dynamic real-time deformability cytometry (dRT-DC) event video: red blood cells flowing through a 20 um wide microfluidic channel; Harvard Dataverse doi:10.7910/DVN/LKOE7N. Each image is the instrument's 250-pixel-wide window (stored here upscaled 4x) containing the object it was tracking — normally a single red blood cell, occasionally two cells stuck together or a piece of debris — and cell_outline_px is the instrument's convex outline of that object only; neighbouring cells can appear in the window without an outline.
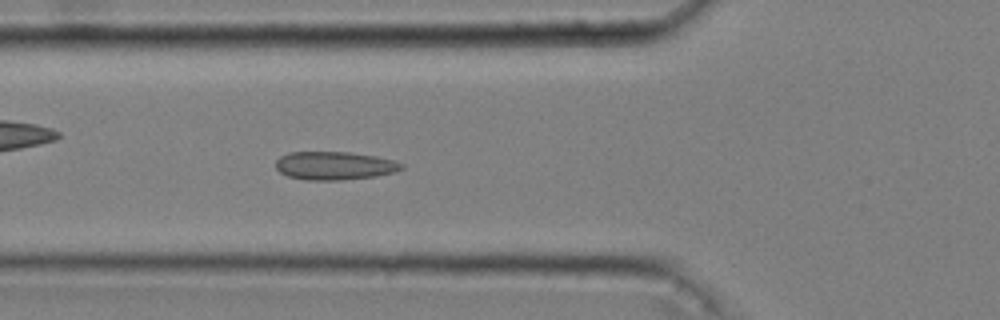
{"species": "common noctule bat (a hibernating species)", "species_latin": "Nyctalus noctula", "temperature_condition": "cold", "stored_images_in_passage": 52, "camera_frame_rate_fps": 3000, "um_per_image_px": 0.085, "animal": {"sex": "male", "body_mass_g": 20.4}, "frame": {"image": 1, "passage_image": 18, "time_ms": 5.667, "image_size_px": [1000, 320], "cell_outline_px": [[404, 168], [392, 172], [376, 176], [340, 180], [304, 180], [288, 176], [280, 172], [276, 168], [276, 160], [280, 156], [288, 152], [348, 152], [376, 156], [392, 160], [404, 164]], "centroid_in_image_um": [28.4, 14.08], "position_along_channel_um": 97.4, "area_um2": 20.69}}
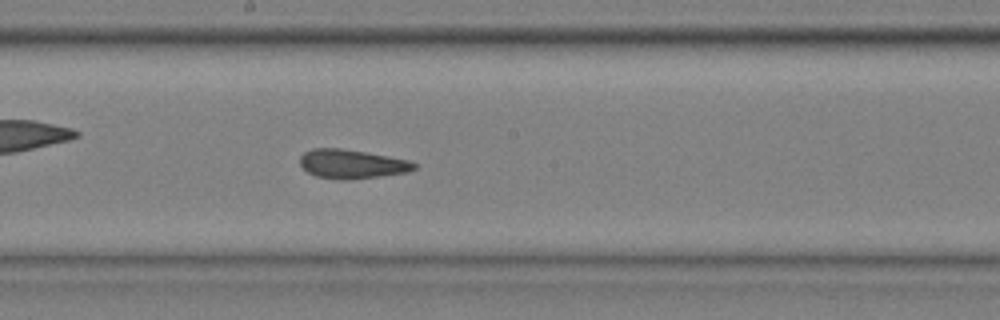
{"frame": {"image": 2, "passage_image": 28, "time_ms": 9.0, "image_size_px": [1000, 320], "cell_outline_px": [[416, 168], [408, 172], [380, 176], [348, 180], [344, 180], [316, 176], [308, 172], [300, 164], [300, 156], [304, 152], [312, 148], [340, 148], [388, 156], [408, 160], [416, 164]], "centroid_in_image_um": [29.89, 13.94], "position_along_channel_um": 218.3, "area_um2": 19.19}}
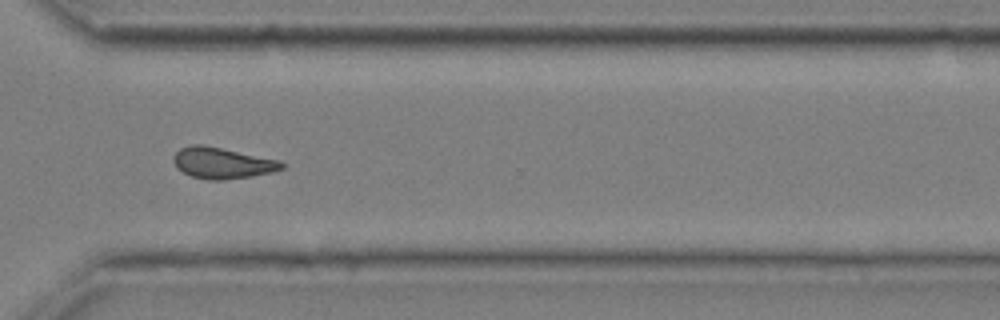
{"frame": {"image": 3, "passage_image": 39, "time_ms": 12.667, "image_size_px": [1000, 320], "cell_outline_px": [[288, 164], [284, 168], [272, 172], [252, 176], [224, 180], [208, 180], [192, 176], [176, 168], [172, 160], [172, 156], [180, 148], [188, 144], [204, 144], [280, 160]], "centroid_in_image_um": [18.89, 13.84], "position_along_channel_um": 351.7, "area_um2": 20.0}, "authors_computed_cell_mechanics": {"area_um2": 19.8254, "velocity_mm_per_s": 3.6237, "shape_relaxation_time_tau1_ms": null, "shape_relaxation_time_tau2_ms": 2.8854, "deformation_change_tau1": null, "deformation_change_tau2": 0.0868}}